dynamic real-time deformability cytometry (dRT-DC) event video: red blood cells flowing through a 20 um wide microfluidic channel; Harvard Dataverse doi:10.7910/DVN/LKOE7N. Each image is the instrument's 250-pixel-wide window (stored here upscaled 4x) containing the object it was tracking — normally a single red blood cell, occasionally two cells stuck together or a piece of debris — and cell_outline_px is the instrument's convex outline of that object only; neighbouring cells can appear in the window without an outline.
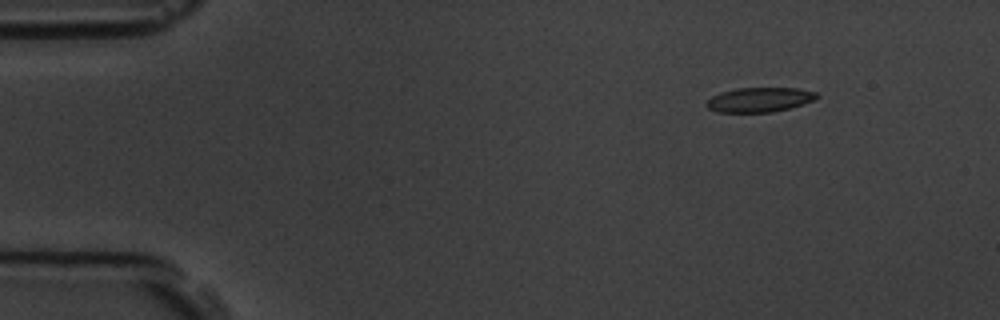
{"species": "common noctule bat (a hibernating species)", "species_latin": "Nyctalus noctula", "temperature_condition": "room temperature", "stored_images_in_passage": 8, "camera_frame_rate_fps": 3000, "um_per_image_px": 0.085, "animal": {"sex": "male", "body_mass_g": 19.5, "forearm_length_mm": 54.6}, "frame": {"image": 1, "passage_image": 1, "time_ms": 0.0, "image_size_px": [1000, 320], "cell_outline_px": [[820, 96], [816, 100], [804, 104], [772, 112], [720, 112], [708, 108], [704, 104], [712, 96], [720, 92], [736, 88], [796, 88], [816, 92]], "centroid_in_image_um": [64.58, 8.47], "position_along_channel_um": 20.4, "area_um2": 15.84}}
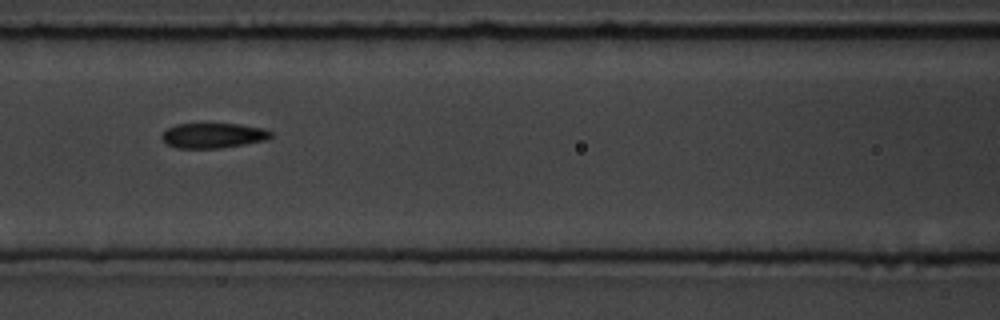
{"frame": {"image": 2, "passage_image": 6, "time_ms": 5.667, "image_size_px": [1000, 320], "cell_outline_px": [[272, 136], [268, 140], [220, 148], [176, 148], [168, 144], [160, 136], [168, 128], [176, 124], [240, 124], [264, 128], [272, 132]], "centroid_in_image_um": [18.15, 11.52], "position_along_channel_um": 148.4, "area_um2": 15.9}}
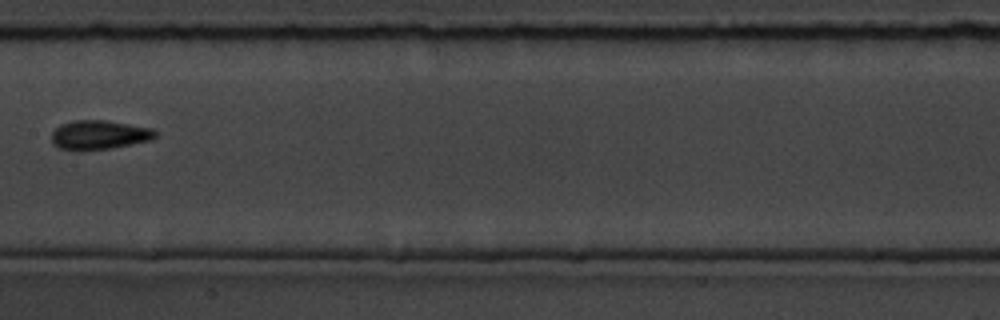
{"frame": {"image": 3, "passage_image": 7, "time_ms": 7.0, "image_size_px": [1000, 320], "cell_outline_px": [[156, 136], [152, 140], [112, 148], [76, 152], [60, 148], [52, 144], [52, 132], [60, 124], [72, 120], [104, 120], [152, 128], [156, 132]], "centroid_in_image_um": [8.39, 11.48], "position_along_channel_um": 199.0, "area_um2": 17.92}}